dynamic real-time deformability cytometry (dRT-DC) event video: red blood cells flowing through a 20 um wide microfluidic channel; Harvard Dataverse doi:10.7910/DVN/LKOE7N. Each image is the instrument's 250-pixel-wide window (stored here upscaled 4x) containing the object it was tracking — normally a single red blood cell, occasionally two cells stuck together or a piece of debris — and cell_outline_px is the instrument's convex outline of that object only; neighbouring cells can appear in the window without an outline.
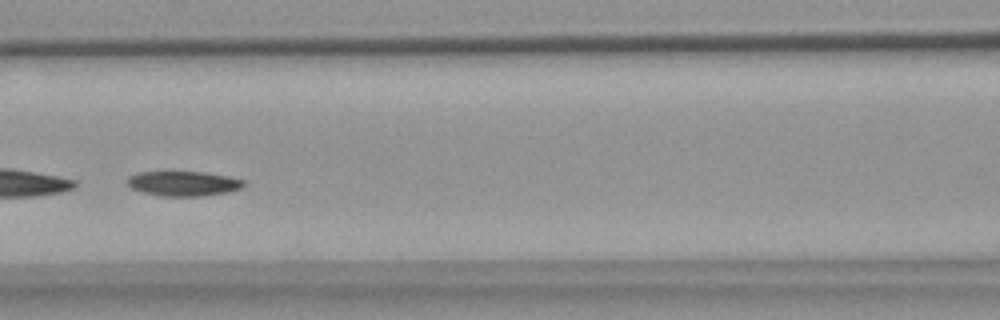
{"species": "common noctule bat (a hibernating species)", "species_latin": "Nyctalus noctula", "temperature_condition": "warm", "stored_images_in_passage": 53, "camera_frame_rate_fps": 3000, "um_per_image_px": 0.085, "animal": {"sex": "female", "body_mass_g": 18.4}, "frame": {"image": 1, "passage_image": 23, "time_ms": 7.333, "image_size_px": [1000, 320], "cell_outline_px": [[244, 184], [240, 188], [228, 192], [200, 196], [160, 196], [144, 192], [132, 188], [124, 180], [128, 176], [136, 172], [204, 172], [228, 176], [244, 180]], "centroid_in_image_um": [15.55, 15.59], "position_along_channel_um": 151.1, "area_um2": 16.82}, "authors_computed_cell_mechanics": {"area_um2": 17.918, "velocity_mm_per_s": 3.6287, "shape_relaxation_time_tau1_ms": 2.6618, "shape_relaxation_time_tau2_ms": null, "deformation_change_tau1": 0.0991, "deformation_change_tau2": null}}